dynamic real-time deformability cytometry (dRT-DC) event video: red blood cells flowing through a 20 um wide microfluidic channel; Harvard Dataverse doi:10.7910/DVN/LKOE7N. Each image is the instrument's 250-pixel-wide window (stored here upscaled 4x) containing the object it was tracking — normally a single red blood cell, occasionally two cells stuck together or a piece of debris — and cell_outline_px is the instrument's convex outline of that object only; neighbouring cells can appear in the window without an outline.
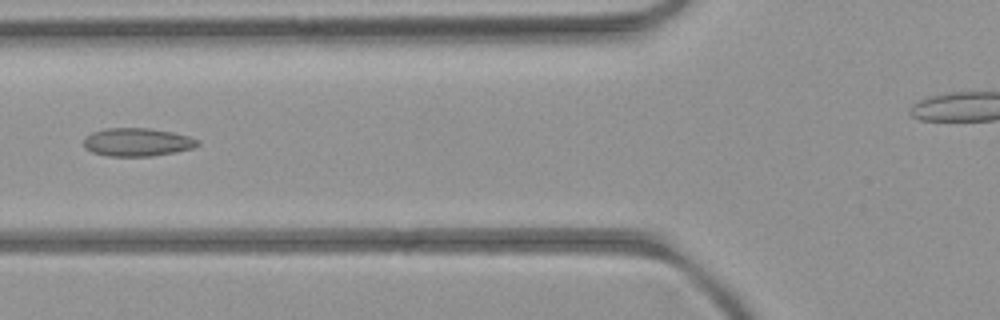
{"species": "common noctule bat (a hibernating species)", "species_latin": "Nyctalus noctula", "temperature_condition": "room temperature", "stored_images_in_passage": 6, "camera_frame_rate_fps": 3000, "um_per_image_px": 0.085, "animal": {"sex": "female", "body_mass_g": 21.9}, "frame": {"image": 1, "passage_image": 5, "time_ms": 5.333, "image_size_px": [1000, 320], "cell_outline_px": [[200, 144], [192, 148], [152, 156], [108, 156], [92, 152], [84, 148], [84, 136], [92, 132], [104, 128], [148, 128], [172, 132], [188, 136], [200, 140]], "centroid_in_image_um": [11.63, 12.07], "position_along_channel_um": 114.2, "area_um2": 18.73}}
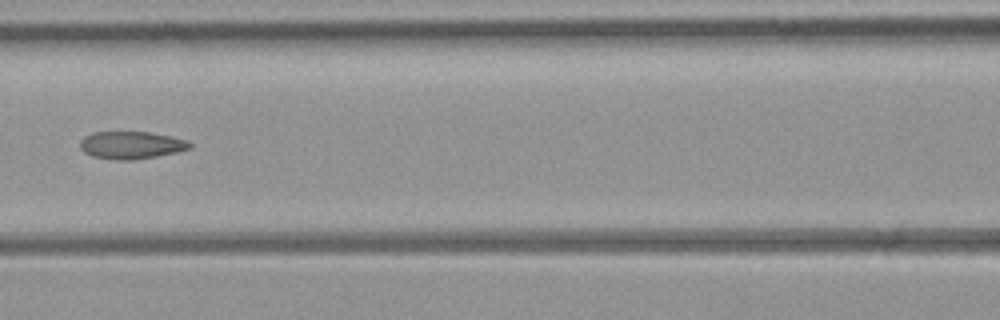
{"frame": {"image": 2, "passage_image": 6, "time_ms": 6.333, "image_size_px": [1000, 320], "cell_outline_px": [[192, 148], [176, 152], [136, 160], [116, 160], [92, 156], [84, 152], [80, 148], [80, 140], [84, 136], [92, 132], [148, 132], [188, 140], [192, 144]], "centroid_in_image_um": [11.14, 12.34], "position_along_channel_um": 155.5, "area_um2": 17.63}}